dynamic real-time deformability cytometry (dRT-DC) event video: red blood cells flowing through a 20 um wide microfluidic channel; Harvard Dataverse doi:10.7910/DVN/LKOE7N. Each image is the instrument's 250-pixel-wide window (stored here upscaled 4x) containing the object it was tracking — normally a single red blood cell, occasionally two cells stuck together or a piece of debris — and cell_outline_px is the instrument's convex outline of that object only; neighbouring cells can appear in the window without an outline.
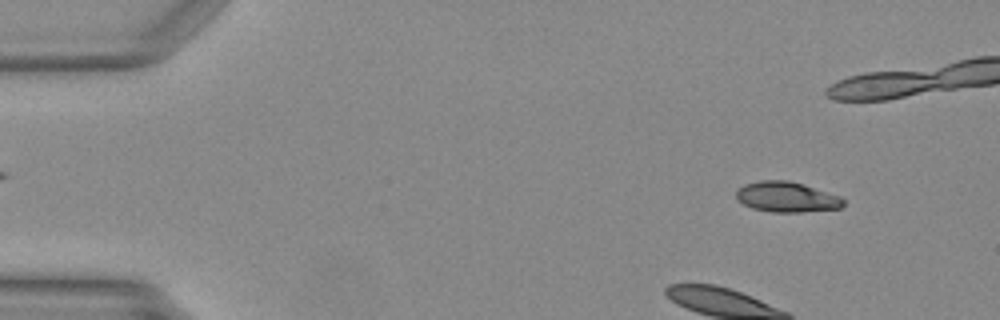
{"species": "Egyptian fruit bat (a non-hibernating species)", "species_latin": "Rousettus aegyptiacus", "temperature_condition": "warm", "stored_images_in_passage": 14, "camera_frame_rate_fps": 3000, "um_per_image_px": 0.085, "animal": {"sex": "female"}, "frame": {"image": 1, "passage_image": 5, "time_ms": 1.333, "image_size_px": [1000, 320], "cell_outline_px": [[844, 204], [840, 208], [800, 212], [772, 212], [752, 208], [736, 200], [736, 192], [744, 184], [760, 180], [788, 180], [804, 184], [840, 196], [844, 200]], "centroid_in_image_um": [66.85, 16.74], "position_along_channel_um": 18.1, "area_um2": 18.96}}